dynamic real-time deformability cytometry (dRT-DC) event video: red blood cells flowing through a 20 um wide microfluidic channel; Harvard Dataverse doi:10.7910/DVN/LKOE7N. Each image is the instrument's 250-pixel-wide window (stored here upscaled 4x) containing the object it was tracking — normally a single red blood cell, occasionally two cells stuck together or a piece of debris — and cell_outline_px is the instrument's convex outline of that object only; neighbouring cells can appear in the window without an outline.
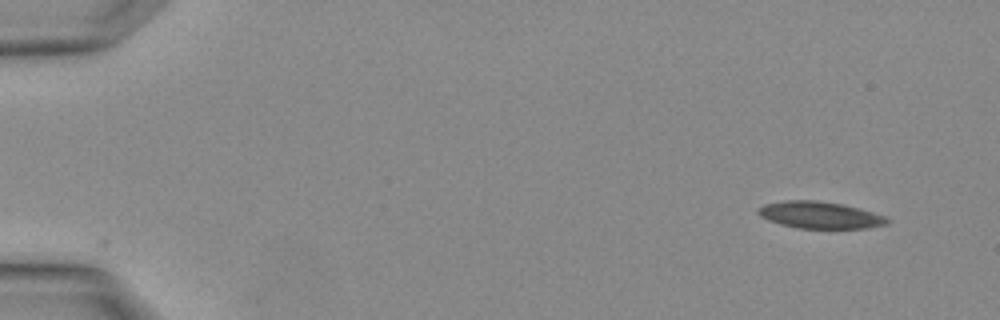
{"species": "Egyptian fruit bat (a non-hibernating species)", "species_latin": "Rousettus aegyptiacus", "temperature_condition": "warm", "stored_images_in_passage": 3, "camera_frame_rate_fps": 3000, "um_per_image_px": 0.085, "animal": {"sex": "female"}, "frame": {"image": 1, "passage_image": 1, "time_ms": 0.0, "image_size_px": [1000, 320], "cell_outline_px": [[892, 220], [888, 224], [868, 228], [800, 228], [780, 224], [768, 220], [760, 216], [756, 212], [764, 204], [784, 200], [816, 200], [844, 204], [860, 208], [888, 216]], "centroid_in_image_um": [69.76, 18.27], "position_along_channel_um": 15.2, "area_um2": 20.46}}
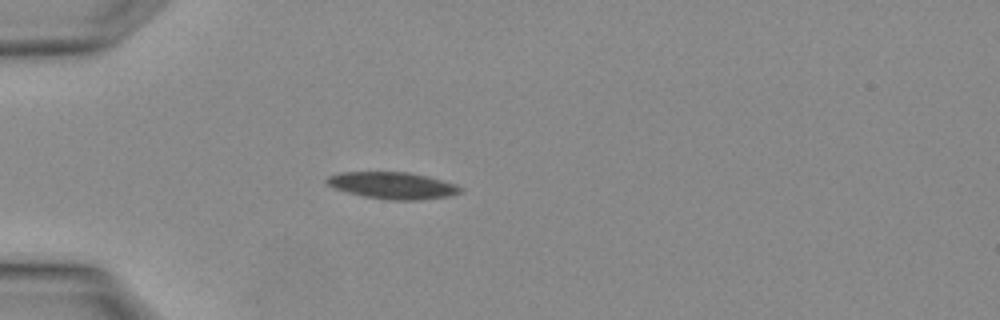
{"frame": {"image": 2, "passage_image": 3, "time_ms": 0.667, "image_size_px": [1000, 320], "cell_outline_px": [[464, 192], [448, 196], [420, 200], [392, 200], [364, 196], [348, 192], [336, 188], [328, 184], [324, 180], [328, 176], [340, 172], [408, 172], [456, 184], [464, 188]], "centroid_in_image_um": [33.4, 15.77], "position_along_channel_um": 51.6, "area_um2": 20.69}}